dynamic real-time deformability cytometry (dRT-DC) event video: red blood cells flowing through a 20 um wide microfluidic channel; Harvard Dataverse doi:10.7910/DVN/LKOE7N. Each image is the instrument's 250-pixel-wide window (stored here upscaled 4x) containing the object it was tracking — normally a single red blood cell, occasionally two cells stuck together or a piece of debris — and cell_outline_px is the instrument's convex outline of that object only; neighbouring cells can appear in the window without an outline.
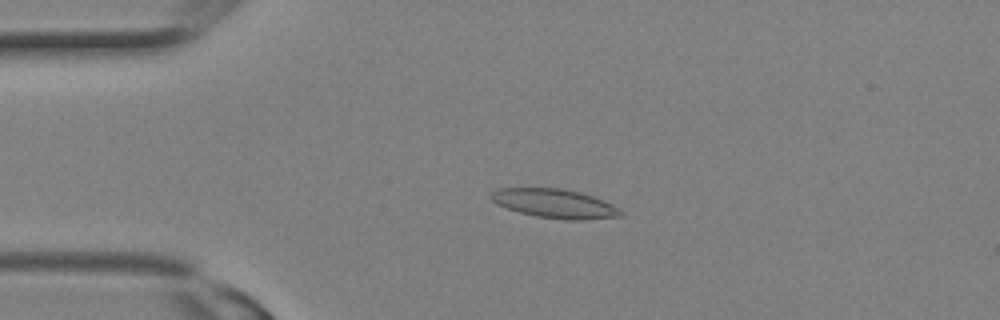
{"species": "Egyptian fruit bat (a non-hibernating species)", "species_latin": "Rousettus aegyptiacus", "temperature_condition": "room temperature", "stored_images_in_passage": 2, "camera_frame_rate_fps": 3000, "um_per_image_px": 0.085, "animal": {"sex": "female"}, "frame": {"image": 1, "passage_image": 2, "time_ms": 0.333, "image_size_px": [1000, 320], "cell_outline_px": [[624, 216], [584, 220], [564, 220], [536, 216], [520, 212], [496, 204], [488, 196], [496, 188], [560, 188], [580, 192], [604, 200], [620, 208], [624, 212]], "centroid_in_image_um": [47.18, 17.3], "position_along_channel_um": 37.8, "area_um2": 22.14}}